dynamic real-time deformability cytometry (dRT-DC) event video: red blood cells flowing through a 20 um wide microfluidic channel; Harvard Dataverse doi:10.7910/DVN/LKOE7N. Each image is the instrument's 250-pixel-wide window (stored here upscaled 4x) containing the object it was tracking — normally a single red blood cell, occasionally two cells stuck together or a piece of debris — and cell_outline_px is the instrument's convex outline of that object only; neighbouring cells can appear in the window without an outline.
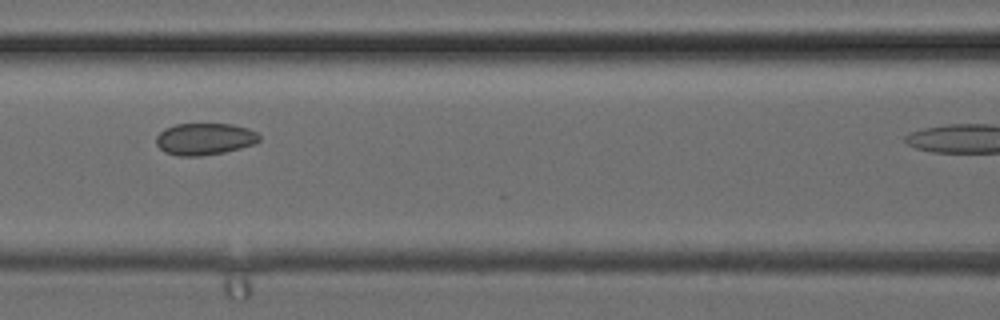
{"species": "common noctule bat (a hibernating species)", "species_latin": "Nyctalus noctula", "temperature_condition": "cold", "stored_images_in_passage": 18, "camera_frame_rate_fps": 3000, "um_per_image_px": 0.085, "animal": {"sex": "female", "body_mass_g": 24.6, "forearm_length_mm": 56.2}, "frame": {"image": 1, "passage_image": 13, "time_ms": 4.0, "image_size_px": [1000, 320], "cell_outline_px": [[260, 140], [252, 144], [240, 148], [224, 152], [200, 156], [176, 156], [164, 152], [156, 144], [156, 136], [164, 128], [176, 124], [232, 124], [248, 128], [256, 132], [260, 136]], "centroid_in_image_um": [17.36, 11.81], "position_along_channel_um": 149.2, "area_um2": 19.19}}
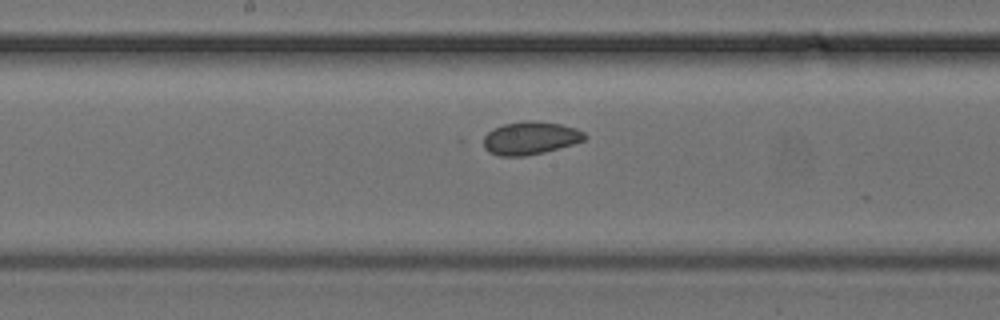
{"frame": {"image": 2, "passage_image": 16, "time_ms": 5.0, "image_size_px": [1000, 320], "cell_outline_px": [[588, 136], [584, 140], [572, 144], [544, 152], [524, 156], [500, 156], [488, 152], [484, 148], [484, 136], [492, 128], [504, 124], [524, 120], [536, 120], [560, 124], [576, 128], [584, 132]], "centroid_in_image_um": [45.06, 11.72], "position_along_channel_um": 203.1, "area_um2": 19.54}}